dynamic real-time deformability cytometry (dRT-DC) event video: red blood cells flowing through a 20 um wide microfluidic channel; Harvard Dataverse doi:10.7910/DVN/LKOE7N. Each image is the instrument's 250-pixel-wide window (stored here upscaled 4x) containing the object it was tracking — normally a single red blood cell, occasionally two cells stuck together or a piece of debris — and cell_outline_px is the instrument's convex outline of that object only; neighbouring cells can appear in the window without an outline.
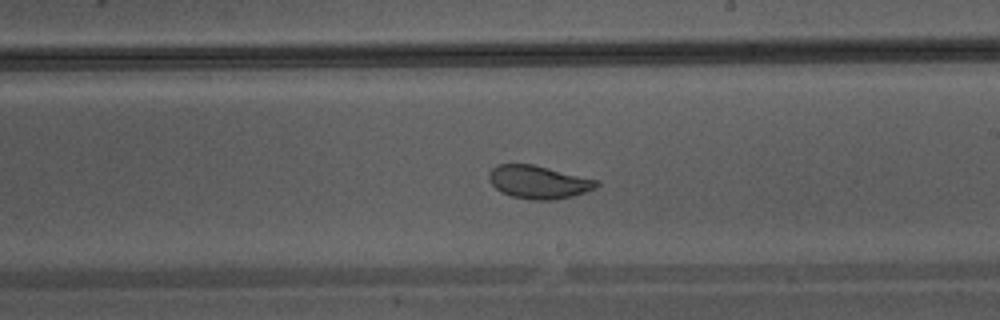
{"species": "Egyptian fruit bat (a non-hibernating species)", "species_latin": "Rousettus aegyptiacus", "temperature_condition": "warm", "stored_images_in_passage": 46, "camera_frame_rate_fps": 3000, "um_per_image_px": 0.085, "animal": {"sex": "male"}, "frame": {"image": 1, "passage_image": 27, "time_ms": 8.667, "image_size_px": [1000, 320], "cell_outline_px": [[600, 184], [596, 188], [572, 196], [552, 200], [532, 200], [512, 196], [500, 192], [488, 180], [488, 176], [492, 168], [496, 164], [532, 164], [596, 180]], "centroid_in_image_um": [45.73, 15.48], "position_along_channel_um": 243.3, "area_um2": 20.52}}